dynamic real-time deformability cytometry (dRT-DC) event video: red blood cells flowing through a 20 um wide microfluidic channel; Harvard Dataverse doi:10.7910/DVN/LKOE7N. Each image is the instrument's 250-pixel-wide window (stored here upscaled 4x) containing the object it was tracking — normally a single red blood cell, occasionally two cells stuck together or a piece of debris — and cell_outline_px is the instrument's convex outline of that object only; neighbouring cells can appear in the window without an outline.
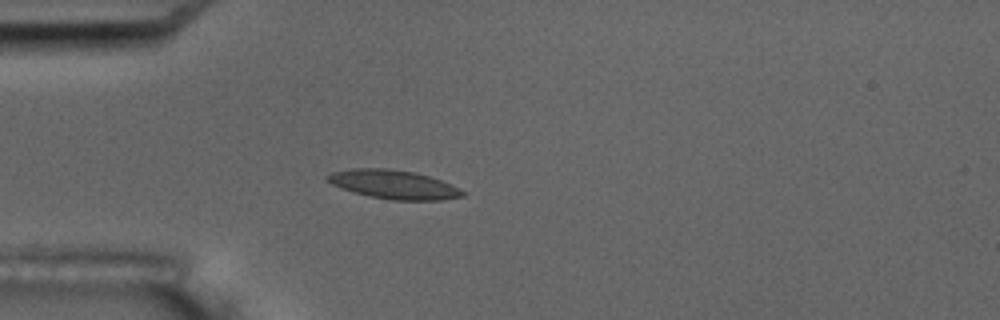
{"species": "common noctule bat (a hibernating species)", "species_latin": "Nyctalus noctula", "temperature_condition": "room temperature", "stored_images_in_passage": 4, "camera_frame_rate_fps": 3000, "um_per_image_px": 0.085, "animal": {"sex": "male", "body_mass_g": 17.5, "forearm_length_mm": 52.3}, "frame": {"image": 1, "passage_image": 3, "time_ms": 2.333, "image_size_px": [1000, 320], "cell_outline_px": [[468, 192], [464, 196], [440, 200], [392, 200], [352, 192], [332, 184], [324, 176], [332, 172], [352, 168], [388, 168], [412, 172], [428, 176], [440, 180]], "centroid_in_image_um": [33.46, 15.68], "position_along_channel_um": 51.5, "area_um2": 22.54}}